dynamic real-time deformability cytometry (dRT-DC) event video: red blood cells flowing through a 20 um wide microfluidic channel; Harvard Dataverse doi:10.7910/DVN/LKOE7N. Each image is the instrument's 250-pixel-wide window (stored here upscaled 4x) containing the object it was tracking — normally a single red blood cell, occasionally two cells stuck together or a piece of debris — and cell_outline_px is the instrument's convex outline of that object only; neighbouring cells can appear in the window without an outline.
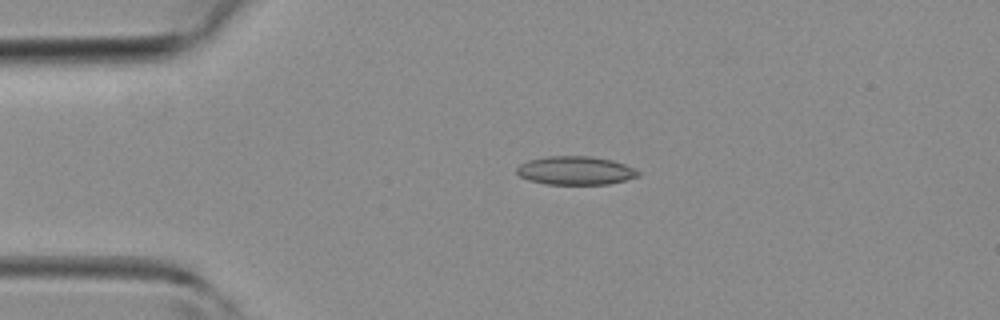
{"species": "common noctule bat (a hibernating species)", "species_latin": "Nyctalus noctula", "temperature_condition": "room temperature", "stored_images_in_passage": 30, "camera_frame_rate_fps": 3000, "um_per_image_px": 0.085, "animal": {"sex": "female", "body_mass_g": 19.3, "forearm_length_mm": 54.1}, "frame": {"image": 1, "passage_image": 1, "time_ms": 0.0, "image_size_px": [1000, 320], "cell_outline_px": [[640, 176], [608, 184], [544, 184], [528, 180], [520, 176], [516, 172], [516, 168], [520, 164], [528, 160], [548, 156], [592, 156], [612, 160], [624, 164], [640, 172]], "centroid_in_image_um": [48.89, 14.49], "position_along_channel_um": 36.1, "area_um2": 20.17}}
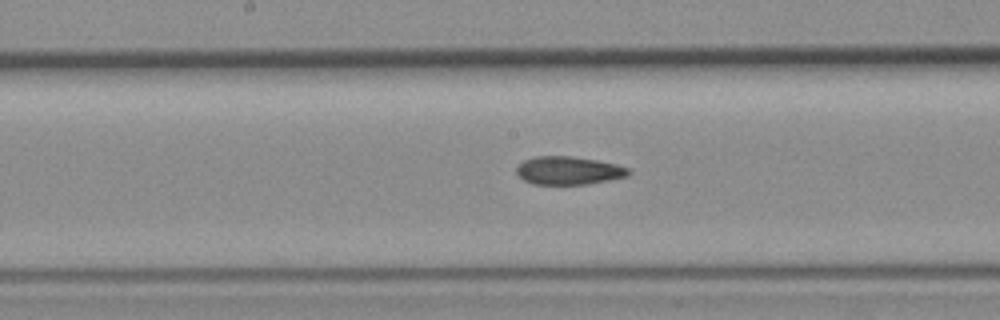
{"frame": {"image": 2, "passage_image": 13, "time_ms": 4.0, "image_size_px": [1000, 320], "cell_outline_px": [[632, 172], [628, 176], [588, 184], [532, 184], [524, 180], [516, 172], [516, 168], [524, 160], [536, 156], [568, 156], [596, 160], [616, 164], [628, 168]], "centroid_in_image_um": [48.34, 14.5], "position_along_channel_um": 199.9, "area_um2": 18.26}}
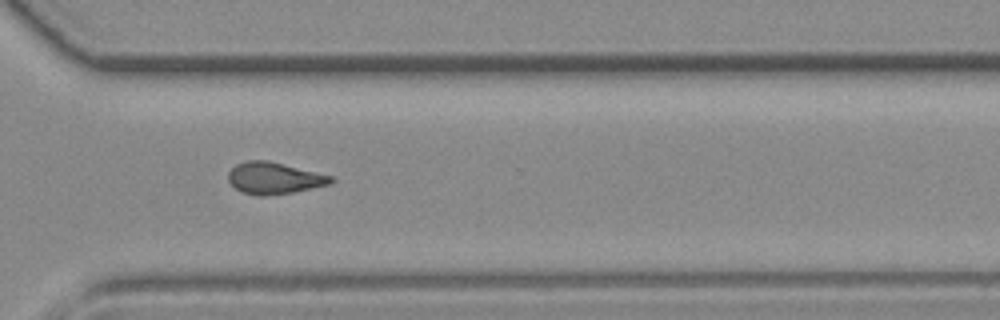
{"frame": {"image": 3, "passage_image": 22, "time_ms": 7.0, "image_size_px": [1000, 320], "cell_outline_px": [[336, 180], [332, 184], [292, 192], [268, 196], [260, 196], [240, 192], [228, 180], [228, 172], [236, 164], [248, 160], [268, 160], [332, 176]], "centroid_in_image_um": [23.31, 15.14], "position_along_channel_um": 347.3, "area_um2": 19.02}}